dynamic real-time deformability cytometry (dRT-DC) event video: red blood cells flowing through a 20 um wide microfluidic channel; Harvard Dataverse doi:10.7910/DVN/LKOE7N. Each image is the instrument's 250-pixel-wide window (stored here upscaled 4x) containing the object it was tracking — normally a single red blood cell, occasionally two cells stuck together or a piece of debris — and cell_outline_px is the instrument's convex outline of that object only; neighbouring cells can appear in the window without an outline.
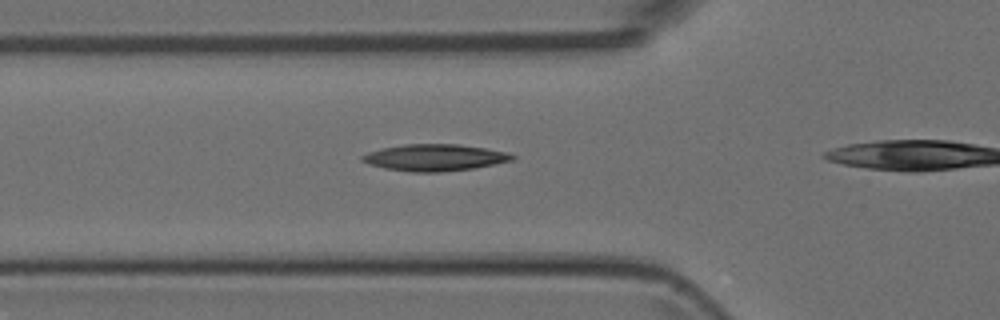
{"species": "Egyptian fruit bat (a non-hibernating species)", "species_latin": "Rousettus aegyptiacus", "temperature_condition": "room temperature", "stored_images_in_passage": 29, "camera_frame_rate_fps": 3000, "um_per_image_px": 0.085, "animal": {"sex": "female"}, "frame": {"image": 1, "passage_image": 6, "time_ms": 1.667, "image_size_px": [1000, 320], "cell_outline_px": [[516, 156], [512, 160], [476, 168], [440, 172], [412, 172], [384, 168], [368, 164], [360, 160], [360, 156], [368, 152], [380, 148], [404, 144], [456, 144], [484, 148], [508, 152]], "centroid_in_image_um": [36.91, 13.39], "position_along_channel_um": 88.9, "area_um2": 23.41}}
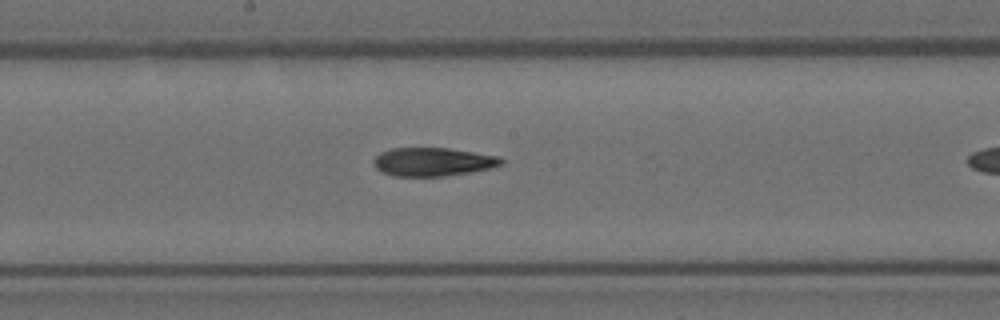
{"frame": {"image": 2, "passage_image": 15, "time_ms": 4.667, "image_size_px": [1000, 320], "cell_outline_px": [[504, 164], [492, 168], [472, 172], [444, 176], [392, 176], [376, 168], [372, 164], [372, 160], [380, 152], [392, 148], [448, 148], [500, 156], [504, 160]], "centroid_in_image_um": [36.82, 13.75], "position_along_channel_um": 211.4, "area_um2": 21.39}}
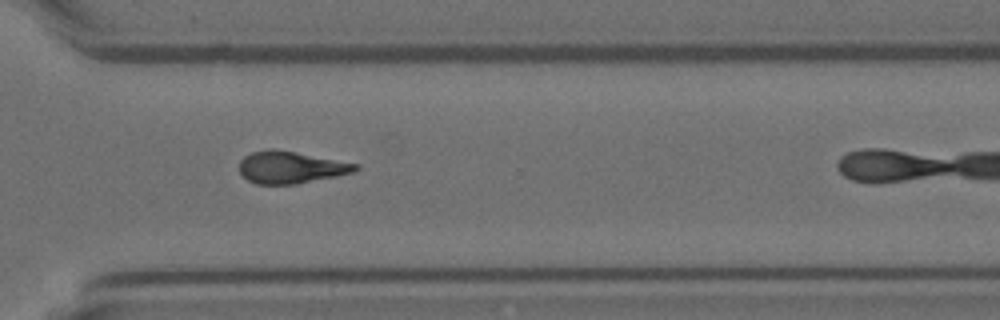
{"frame": {"image": 3, "passage_image": 25, "time_ms": 8.0, "image_size_px": [1000, 320], "cell_outline_px": [[360, 168], [352, 172], [336, 176], [296, 184], [256, 184], [248, 180], [240, 172], [240, 160], [244, 156], [252, 152], [272, 148], [296, 152], [360, 164]], "centroid_in_image_um": [24.72, 14.22], "position_along_channel_um": 345.9, "area_um2": 21.62}}